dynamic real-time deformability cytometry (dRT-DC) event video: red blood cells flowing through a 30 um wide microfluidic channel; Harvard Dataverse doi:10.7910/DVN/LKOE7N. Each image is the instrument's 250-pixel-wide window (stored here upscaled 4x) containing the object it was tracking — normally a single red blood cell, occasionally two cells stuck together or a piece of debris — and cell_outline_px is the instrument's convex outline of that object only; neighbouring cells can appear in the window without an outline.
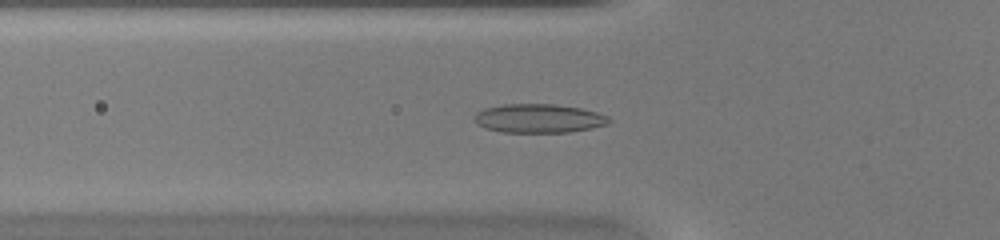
{"species": "common noctule bat (a hibernating species)", "species_latin": "Nyctalus noctula", "temperature_condition": "warm", "stored_images_in_passage": 49, "camera_frame_rate_fps": 3000, "um_per_image_px": 0.085, "animal": {"sex": "female", "body_mass_g": 20.0, "forearm_length_mm": 54.0}, "frame": {"image": 1, "passage_image": 18, "time_ms": 5.667, "image_size_px": [1000, 240], "cell_outline_px": [[612, 120], [608, 124], [592, 128], [568, 132], [500, 132], [484, 128], [476, 124], [476, 112], [484, 108], [504, 104], [556, 104], [580, 108], [596, 112], [608, 116]], "centroid_in_image_um": [45.8, 10.06], "position_along_channel_um": 80.0, "area_um2": 22.66}}
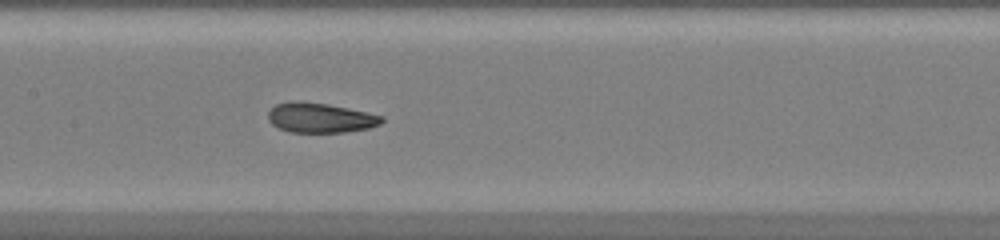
{"frame": {"image": 2, "passage_image": 25, "time_ms": 8.0, "image_size_px": [1000, 240], "cell_outline_px": [[384, 120], [380, 124], [368, 128], [344, 132], [288, 132], [272, 124], [268, 120], [268, 112], [276, 104], [288, 100], [300, 100], [328, 104], [368, 112], [384, 116]], "centroid_in_image_um": [27.2, 9.99], "position_along_channel_um": 180.2, "area_um2": 19.94}}
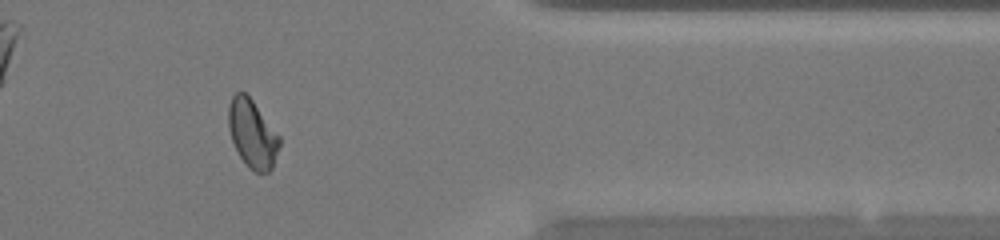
{"frame": {"image": 3, "passage_image": 41, "time_ms": 13.333, "image_size_px": [1000, 240], "cell_outline_px": [[280, 144], [272, 168], [268, 172], [256, 172], [248, 168], [240, 156], [232, 140], [228, 128], [228, 108], [232, 96], [236, 92], [244, 92], [252, 100], [280, 136]], "centroid_in_image_um": [21.44, 11.37], "position_along_channel_um": 390.0, "area_um2": 20.06}, "authors_computed_cell_mechanics": {"area_um2": 20.519, "velocity_mm_per_s": 4.2745, "shape_relaxation_time_tau1_ms": 7.0975, "shape_relaxation_time_tau2_ms": 1.1412, "deformation_change_tau1": 0.2117, "deformation_change_tau2": 0.0479}}